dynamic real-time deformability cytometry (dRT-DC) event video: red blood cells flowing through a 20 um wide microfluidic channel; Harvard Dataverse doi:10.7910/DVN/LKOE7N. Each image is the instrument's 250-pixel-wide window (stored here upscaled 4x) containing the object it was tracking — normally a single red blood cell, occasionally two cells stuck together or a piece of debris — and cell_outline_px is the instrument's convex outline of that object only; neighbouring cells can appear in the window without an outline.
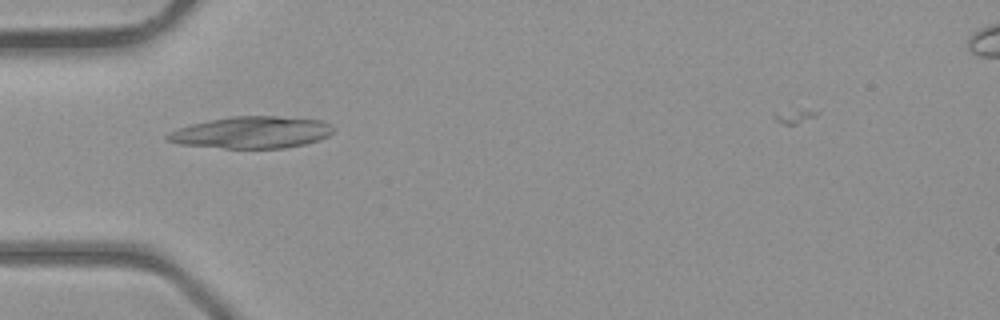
{"species": "common noctule bat (a hibernating species)", "species_latin": "Nyctalus noctula", "temperature_condition": "room temperature", "stored_images_in_passage": 3, "camera_frame_rate_fps": 3000, "um_per_image_px": 0.085, "animal": {"sex": "male", "body_mass_g": 23.1, "forearm_length_mm": 52.7}, "frame": {"image": 1, "passage_image": 2, "time_ms": 1.333, "image_size_px": [1000, 320], "cell_outline_px": [[332, 132], [328, 136], [304, 144], [284, 148], [224, 148], [180, 144], [168, 140], [164, 136], [168, 132], [176, 128], [208, 120], [232, 116], [276, 116], [324, 120], [332, 124]], "centroid_in_image_um": [21.37, 11.24], "position_along_channel_um": 63.6, "area_um2": 30.75}}
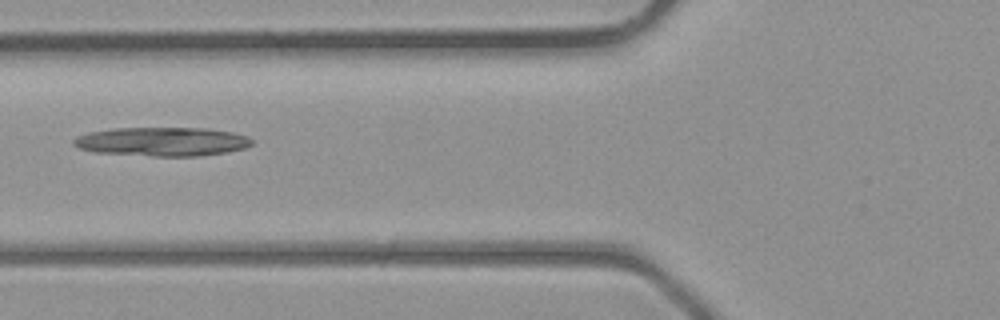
{"frame": {"image": 2, "passage_image": 3, "time_ms": 2.333, "image_size_px": [1000, 320], "cell_outline_px": [[252, 144], [244, 148], [224, 152], [196, 156], [152, 156], [92, 152], [80, 148], [72, 144], [72, 140], [76, 136], [88, 132], [112, 128], [208, 128], [232, 132], [248, 136], [252, 140]], "centroid_in_image_um": [13.73, 12.03], "position_along_channel_um": 112.1, "area_um2": 30.11}}